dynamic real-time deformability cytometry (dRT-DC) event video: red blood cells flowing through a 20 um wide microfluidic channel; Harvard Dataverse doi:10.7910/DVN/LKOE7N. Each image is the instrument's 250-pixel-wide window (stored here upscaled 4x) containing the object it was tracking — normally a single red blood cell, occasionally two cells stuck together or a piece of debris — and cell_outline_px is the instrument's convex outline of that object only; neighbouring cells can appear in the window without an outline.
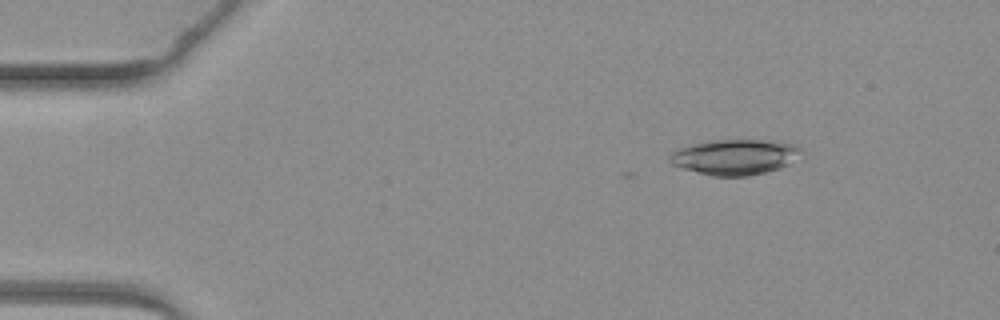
{"species": "common noctule bat (a hibernating species)", "species_latin": "Nyctalus noctula", "temperature_condition": "warm", "stored_images_in_passage": 2, "camera_frame_rate_fps": 3000, "um_per_image_px": 0.085, "animal": {"sex": "female", "body_mass_g": 19.3, "forearm_length_mm": 54.1}, "frame": {"image": 1, "passage_image": 2, "time_ms": 1.0, "image_size_px": [1000, 320], "cell_outline_px": [[800, 148], [788, 164], [780, 168], [748, 176], [712, 176], [680, 168], [672, 164], [668, 160], [668, 156], [672, 152], [680, 148], [692, 144], [712, 140], [764, 140], [796, 144]], "centroid_in_image_um": [62.37, 13.35], "position_along_channel_um": 22.6, "area_um2": 26.76}}